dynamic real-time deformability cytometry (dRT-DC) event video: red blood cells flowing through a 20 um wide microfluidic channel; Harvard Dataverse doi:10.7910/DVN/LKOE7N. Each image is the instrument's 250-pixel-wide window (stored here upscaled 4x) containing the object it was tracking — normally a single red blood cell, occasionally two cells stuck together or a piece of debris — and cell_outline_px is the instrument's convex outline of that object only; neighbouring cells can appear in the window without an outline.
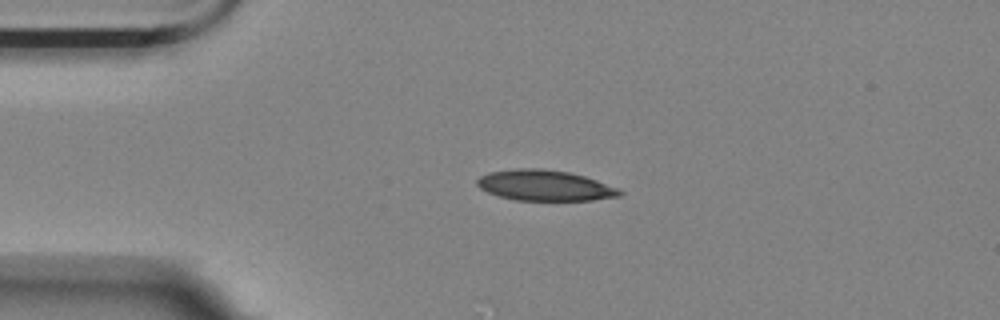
{"species": "Egyptian fruit bat (a non-hibernating species)", "species_latin": "Rousettus aegyptiacus", "temperature_condition": "room temperature", "stored_images_in_passage": 23, "camera_frame_rate_fps": 3000, "um_per_image_px": 0.085, "animal": {"sex": "female"}, "frame": {"image": 1, "passage_image": 1, "time_ms": 0.0, "image_size_px": [1000, 320], "cell_outline_px": [[624, 192], [620, 196], [592, 200], [516, 200], [500, 196], [488, 192], [480, 188], [476, 184], [476, 180], [480, 176], [488, 172], [516, 168], [540, 168], [568, 172], [584, 176], [596, 180], [616, 188]], "centroid_in_image_um": [46.27, 15.75], "position_along_channel_um": 38.7, "area_um2": 25.32}}
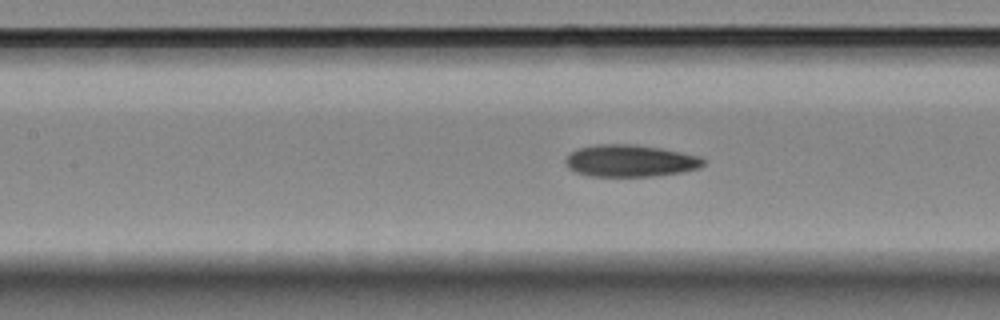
{"frame": {"image": 2, "passage_image": 13, "time_ms": 4.0, "image_size_px": [1000, 320], "cell_outline_px": [[704, 164], [696, 168], [680, 172], [656, 176], [592, 176], [576, 172], [568, 168], [564, 160], [572, 152], [580, 148], [596, 144], [632, 144], [660, 148], [700, 156], [704, 160]], "centroid_in_image_um": [53.55, 13.67], "position_along_channel_um": 153.9, "area_um2": 25.43}}
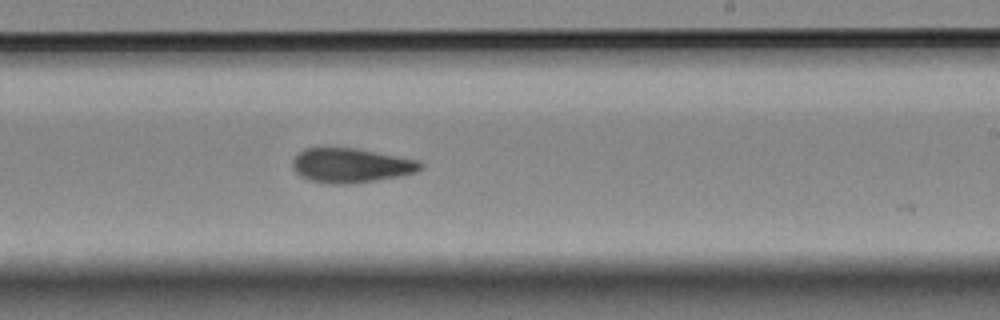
{"frame": {"image": 3, "passage_image": 22, "time_ms": 7.0, "image_size_px": [1000, 320], "cell_outline_px": [[424, 164], [416, 172], [400, 176], [376, 180], [348, 184], [328, 184], [312, 180], [300, 176], [292, 168], [292, 160], [304, 148], [356, 148], [416, 160]], "centroid_in_image_um": [29.8, 14.06], "position_along_channel_um": 259.2, "area_um2": 25.43}}